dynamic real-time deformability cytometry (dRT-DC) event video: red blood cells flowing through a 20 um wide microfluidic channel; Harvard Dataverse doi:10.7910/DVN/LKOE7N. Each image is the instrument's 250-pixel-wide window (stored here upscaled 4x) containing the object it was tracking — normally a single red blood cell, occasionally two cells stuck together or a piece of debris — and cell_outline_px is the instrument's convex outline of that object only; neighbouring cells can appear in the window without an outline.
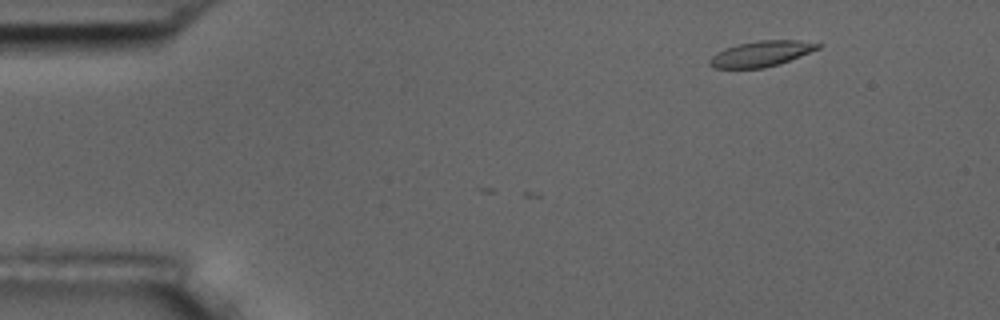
{"species": "common noctule bat (a hibernating species)", "species_latin": "Nyctalus noctula", "temperature_condition": "room temperature", "stored_images_in_passage": 2, "camera_frame_rate_fps": 3000, "um_per_image_px": 0.085, "animal": {"sex": "male", "body_mass_g": 17.5, "forearm_length_mm": 52.3}, "frame": {"image": 1, "passage_image": 2, "time_ms": 0.333, "image_size_px": [1000, 320], "cell_outline_px": [[820, 48], [800, 56], [764, 68], [712, 68], [708, 64], [708, 60], [716, 52], [724, 48], [740, 44], [760, 40], [800, 40], [820, 44]], "centroid_in_image_um": [64.65, 4.57], "position_along_channel_um": 20.4, "area_um2": 15.95}}